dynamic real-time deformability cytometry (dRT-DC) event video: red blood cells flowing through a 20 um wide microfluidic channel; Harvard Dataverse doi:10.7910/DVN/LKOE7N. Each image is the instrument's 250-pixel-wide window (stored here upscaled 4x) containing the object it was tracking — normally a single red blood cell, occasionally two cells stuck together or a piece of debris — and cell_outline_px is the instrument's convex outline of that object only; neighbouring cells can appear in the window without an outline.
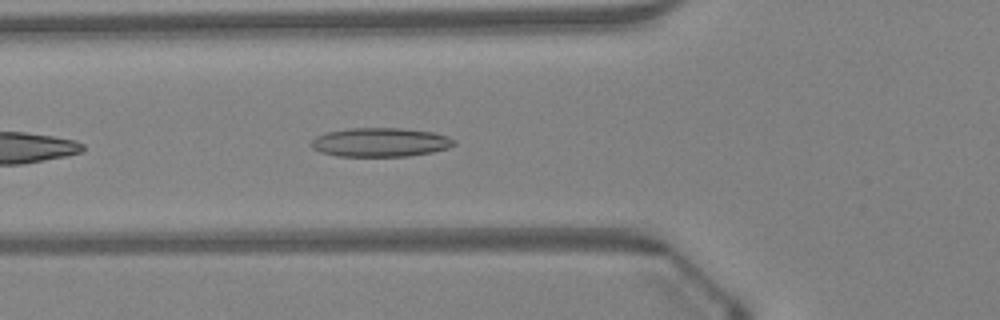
{"species": "Egyptian fruit bat (a non-hibernating species)", "species_latin": "Rousettus aegyptiacus", "temperature_condition": "warm", "stored_images_in_passage": 8, "camera_frame_rate_fps": 3000, "um_per_image_px": 0.085, "animal": {"sex": "female"}, "frame": {"image": 1, "passage_image": 5, "time_ms": 1.333, "image_size_px": [1000, 320], "cell_outline_px": [[456, 144], [448, 148], [432, 152], [408, 156], [340, 156], [320, 152], [312, 148], [308, 144], [316, 136], [328, 132], [348, 128], [400, 128], [432, 132], [448, 136], [456, 140]], "centroid_in_image_um": [32.32, 12.09], "position_along_channel_um": 93.5, "area_um2": 24.16}}